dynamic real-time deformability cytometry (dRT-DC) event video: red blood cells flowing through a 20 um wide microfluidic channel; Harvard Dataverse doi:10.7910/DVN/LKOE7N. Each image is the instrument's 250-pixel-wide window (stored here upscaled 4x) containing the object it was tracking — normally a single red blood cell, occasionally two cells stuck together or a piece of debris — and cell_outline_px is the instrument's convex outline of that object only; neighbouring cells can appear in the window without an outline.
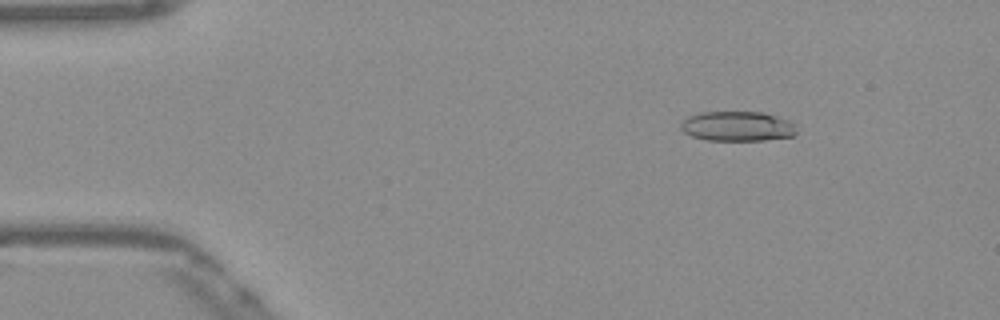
{"species": "Egyptian fruit bat (a non-hibernating species)", "species_latin": "Rousettus aegyptiacus", "temperature_condition": "warm", "stored_images_in_passage": 53, "camera_frame_rate_fps": 3000, "um_per_image_px": 0.085, "frame": {"image": 1, "passage_image": 8, "time_ms": 2.333, "image_size_px": [1000, 320], "cell_outline_px": [[796, 136], [764, 140], [708, 140], [692, 136], [684, 132], [680, 128], [680, 124], [688, 116], [700, 112], [764, 112], [788, 120], [792, 124], [796, 132]], "centroid_in_image_um": [62.66, 10.73], "position_along_channel_um": 22.3, "area_um2": 20.06}}
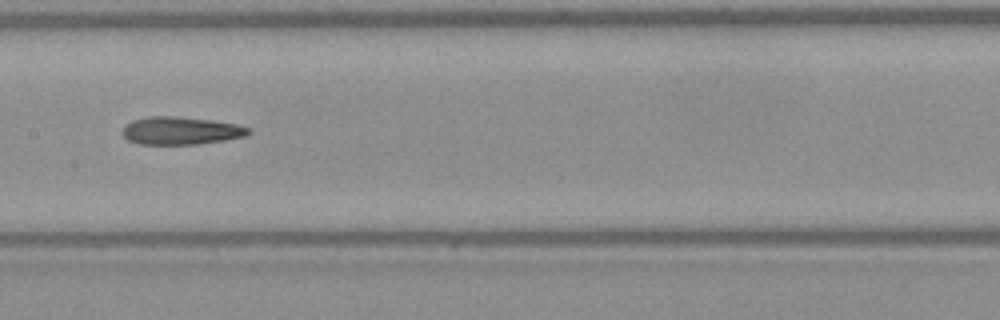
{"frame": {"image": 2, "passage_image": 27, "time_ms": 8.667, "image_size_px": [1000, 320], "cell_outline_px": [[252, 132], [244, 136], [224, 140], [196, 144], [140, 144], [128, 140], [120, 132], [124, 124], [132, 120], [148, 116], [176, 116], [212, 120], [240, 124], [252, 128]], "centroid_in_image_um": [15.37, 11.09], "position_along_channel_um": 192.0, "area_um2": 20.69}}
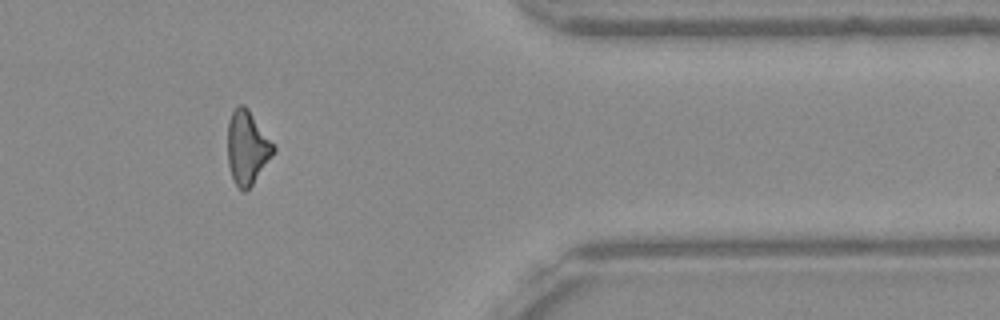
{"frame": {"image": 3, "passage_image": 44, "time_ms": 14.333, "image_size_px": [1000, 320], "cell_outline_px": [[276, 152], [252, 184], [244, 192], [236, 188], [228, 164], [228, 120], [232, 112], [240, 104], [244, 104], [248, 108], [276, 144]], "centroid_in_image_um": [21.04, 12.53], "position_along_channel_um": 390.4, "area_um2": 20.0}, "authors_computed_cell_mechanics": {"area_um2": 20.1144, "velocity_mm_per_s": 3.9016, "shape_relaxation_time_tau1_ms": null, "shape_relaxation_time_tau2_ms": 9.913, "deformation_change_tau1": null, "deformation_change_tau2": 0.2812}}